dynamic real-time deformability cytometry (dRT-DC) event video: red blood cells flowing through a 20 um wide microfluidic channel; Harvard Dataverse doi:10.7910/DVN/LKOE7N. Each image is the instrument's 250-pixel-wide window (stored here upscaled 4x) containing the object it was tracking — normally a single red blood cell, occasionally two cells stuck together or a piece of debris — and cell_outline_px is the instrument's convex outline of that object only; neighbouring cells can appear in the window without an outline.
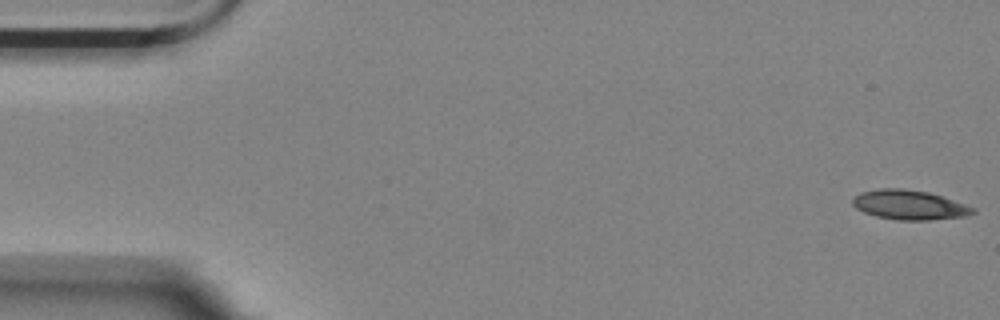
{"species": "Egyptian fruit bat (a non-hibernating species)", "species_latin": "Rousettus aegyptiacus", "temperature_condition": "room temperature", "stored_images_in_passage": 7, "camera_frame_rate_fps": 3000, "um_per_image_px": 0.085, "animal": {"sex": "female"}, "frame": {"image": 1, "passage_image": 1, "time_ms": 0.0, "image_size_px": [1000, 320], "cell_outline_px": [[976, 212], [964, 216], [928, 220], [896, 220], [876, 216], [864, 212], [856, 208], [852, 204], [852, 200], [860, 192], [880, 188], [900, 188], [928, 192], [976, 208]], "centroid_in_image_um": [77.26, 17.42], "position_along_channel_um": 7.7, "area_um2": 20.52}}